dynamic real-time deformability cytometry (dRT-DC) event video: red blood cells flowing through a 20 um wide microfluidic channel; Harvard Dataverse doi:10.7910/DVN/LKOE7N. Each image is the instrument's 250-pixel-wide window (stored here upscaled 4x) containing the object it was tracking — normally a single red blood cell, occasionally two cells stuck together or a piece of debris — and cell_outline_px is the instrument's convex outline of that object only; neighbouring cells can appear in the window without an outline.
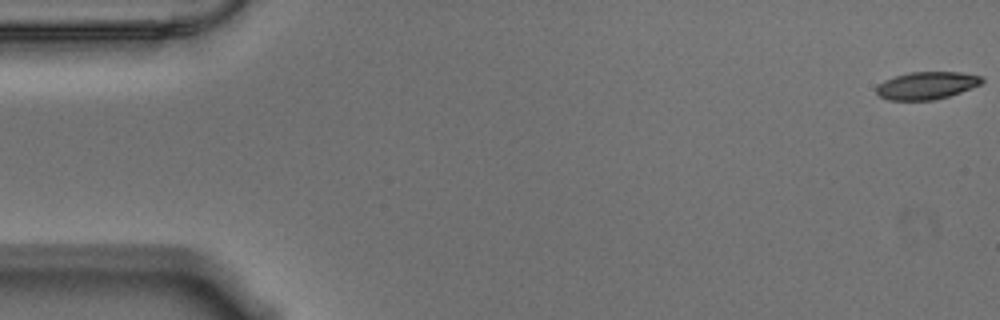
{"species": "Egyptian fruit bat (a non-hibernating species)", "species_latin": "Rousettus aegyptiacus", "temperature_condition": "warm", "stored_images_in_passage": 57, "camera_frame_rate_fps": 3000, "um_per_image_px": 0.085, "animal": {"sex": "male"}, "frame": {"image": 1, "passage_image": 1, "time_ms": 0.0, "image_size_px": [1000, 320], "cell_outline_px": [[984, 80], [980, 84], [960, 92], [948, 96], [932, 100], [888, 100], [880, 96], [876, 92], [876, 88], [884, 80], [908, 72], [960, 72], [984, 76]], "centroid_in_image_um": [78.78, 7.26], "position_along_channel_um": 6.2, "area_um2": 16.82}}
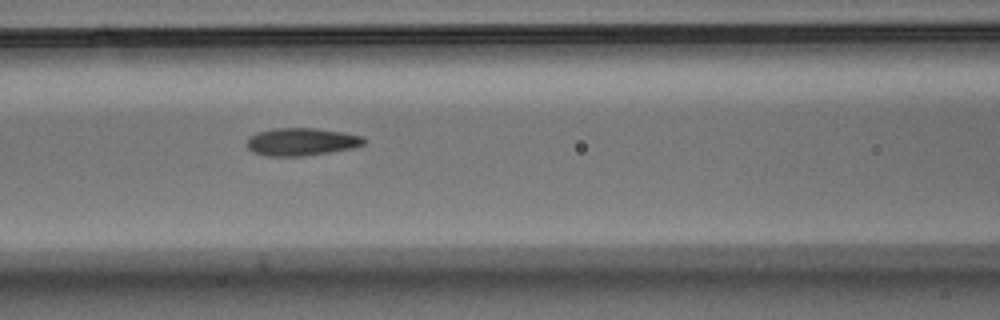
{"frame": {"image": 2, "passage_image": 24, "time_ms": 7.667, "image_size_px": [1000, 320], "cell_outline_px": [[364, 144], [352, 148], [328, 152], [300, 156], [268, 156], [252, 152], [248, 148], [248, 140], [256, 132], [272, 128], [316, 128], [344, 132], [364, 136]], "centroid_in_image_um": [25.63, 12.04], "position_along_channel_um": 141.0, "area_um2": 18.79}}
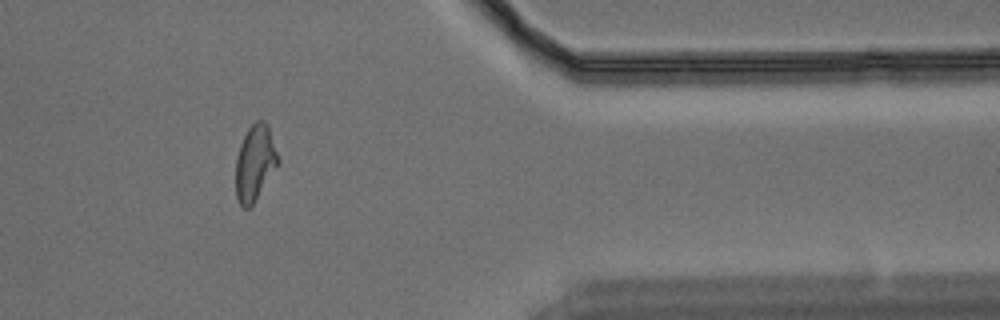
{"frame": {"image": 3, "passage_image": 47, "time_ms": 15.333, "image_size_px": [1000, 320], "cell_outline_px": [[280, 164], [252, 204], [248, 208], [244, 208], [240, 204], [236, 196], [236, 160], [240, 144], [248, 128], [256, 120], [264, 120], [268, 124], [280, 160]], "centroid_in_image_um": [21.69, 13.82], "position_along_channel_um": 389.7, "area_um2": 18.73}, "authors_computed_cell_mechanics": {"area_um2": 18.496, "velocity_mm_per_s": 3.5435, "shape_relaxation_time_tau1_ms": 6.8669, "shape_relaxation_time_tau2_ms": 2.1984, "deformation_change_tau1": 0.2115, "deformation_change_tau2": 0.0808}}